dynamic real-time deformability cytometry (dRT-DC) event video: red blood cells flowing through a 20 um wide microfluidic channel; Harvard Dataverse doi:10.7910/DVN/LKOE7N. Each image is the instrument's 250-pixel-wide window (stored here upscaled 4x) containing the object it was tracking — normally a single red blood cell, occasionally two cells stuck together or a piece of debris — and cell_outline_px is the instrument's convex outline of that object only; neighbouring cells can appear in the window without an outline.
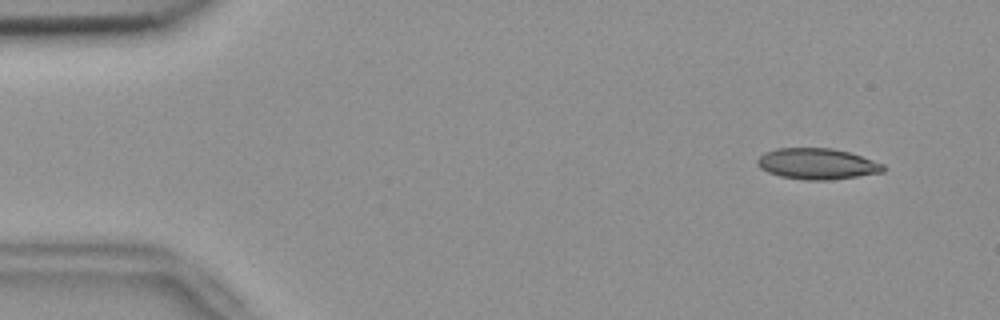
{"species": "common noctule bat (a hibernating species)", "species_latin": "Nyctalus noctula", "temperature_condition": "room temperature", "stored_images_in_passage": 54, "camera_frame_rate_fps": 3000, "um_per_image_px": 0.085, "animal": {"sex": "female", "body_mass_g": 18.4}, "frame": {"image": 1, "passage_image": 5, "time_ms": 1.333, "image_size_px": [1000, 320], "cell_outline_px": [[888, 168], [884, 172], [828, 180], [804, 180], [780, 176], [768, 172], [760, 168], [756, 164], [756, 160], [764, 152], [776, 148], [832, 148], [848, 152], [884, 164]], "centroid_in_image_um": [69.44, 13.92], "position_along_channel_um": 15.6, "area_um2": 22.77}}
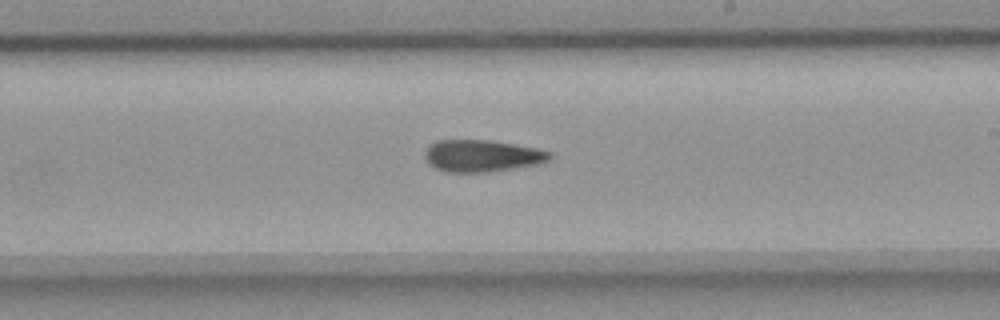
{"frame": {"image": 2, "passage_image": 32, "time_ms": 10.333, "image_size_px": [1000, 320], "cell_outline_px": [[552, 156], [548, 160], [536, 164], [484, 172], [448, 172], [436, 168], [428, 164], [424, 156], [424, 152], [436, 140], [488, 140], [536, 148], [552, 152]], "centroid_in_image_um": [40.93, 13.24], "position_along_channel_um": 248.1, "area_um2": 22.89}}
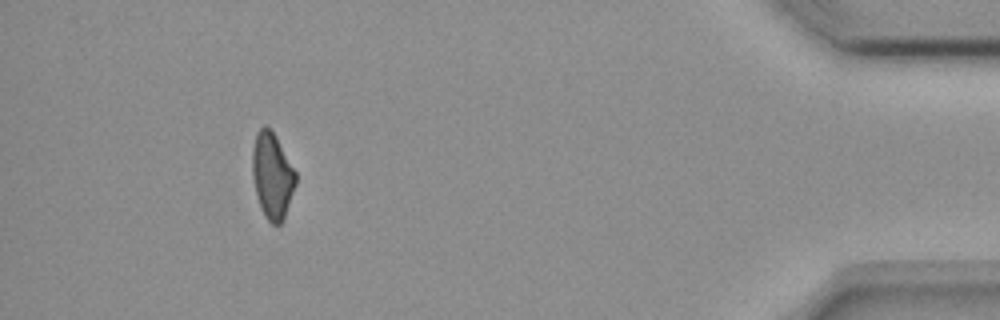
{"frame": {"image": 3, "passage_image": 50, "time_ms": 16.333, "image_size_px": [1000, 320], "cell_outline_px": [[296, 184], [284, 220], [280, 224], [272, 224], [264, 216], [256, 192], [252, 176], [252, 148], [256, 132], [264, 124], [272, 128], [296, 172]], "centroid_in_image_um": [23.14, 14.89], "position_along_channel_um": 412.1, "area_um2": 21.96}}